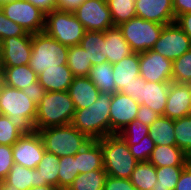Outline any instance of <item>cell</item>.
Segmentation results:
<instances>
[{
	"label": "cell",
	"instance_id": "obj_1",
	"mask_svg": "<svg viewBox=\"0 0 191 190\" xmlns=\"http://www.w3.org/2000/svg\"><path fill=\"white\" fill-rule=\"evenodd\" d=\"M0 114L8 116L9 122L23 134L35 131L37 105L24 95L22 90L2 83L0 87Z\"/></svg>",
	"mask_w": 191,
	"mask_h": 190
},
{
	"label": "cell",
	"instance_id": "obj_2",
	"mask_svg": "<svg viewBox=\"0 0 191 190\" xmlns=\"http://www.w3.org/2000/svg\"><path fill=\"white\" fill-rule=\"evenodd\" d=\"M112 95L100 92L94 104L75 111L71 124L91 140H99L110 135Z\"/></svg>",
	"mask_w": 191,
	"mask_h": 190
},
{
	"label": "cell",
	"instance_id": "obj_3",
	"mask_svg": "<svg viewBox=\"0 0 191 190\" xmlns=\"http://www.w3.org/2000/svg\"><path fill=\"white\" fill-rule=\"evenodd\" d=\"M75 107L68 91L46 92L37 105L35 131L71 124Z\"/></svg>",
	"mask_w": 191,
	"mask_h": 190
},
{
	"label": "cell",
	"instance_id": "obj_4",
	"mask_svg": "<svg viewBox=\"0 0 191 190\" xmlns=\"http://www.w3.org/2000/svg\"><path fill=\"white\" fill-rule=\"evenodd\" d=\"M100 146L107 175L129 179L139 161L131 154L127 142L119 134H110L100 139Z\"/></svg>",
	"mask_w": 191,
	"mask_h": 190
},
{
	"label": "cell",
	"instance_id": "obj_5",
	"mask_svg": "<svg viewBox=\"0 0 191 190\" xmlns=\"http://www.w3.org/2000/svg\"><path fill=\"white\" fill-rule=\"evenodd\" d=\"M38 133L46 152L59 158L74 156L91 141L72 124L41 129Z\"/></svg>",
	"mask_w": 191,
	"mask_h": 190
},
{
	"label": "cell",
	"instance_id": "obj_6",
	"mask_svg": "<svg viewBox=\"0 0 191 190\" xmlns=\"http://www.w3.org/2000/svg\"><path fill=\"white\" fill-rule=\"evenodd\" d=\"M68 48L44 31L32 34V54L30 68L41 74L46 68L67 65Z\"/></svg>",
	"mask_w": 191,
	"mask_h": 190
},
{
	"label": "cell",
	"instance_id": "obj_7",
	"mask_svg": "<svg viewBox=\"0 0 191 190\" xmlns=\"http://www.w3.org/2000/svg\"><path fill=\"white\" fill-rule=\"evenodd\" d=\"M44 32L70 47L80 44L86 29L73 12L55 9L45 14Z\"/></svg>",
	"mask_w": 191,
	"mask_h": 190
},
{
	"label": "cell",
	"instance_id": "obj_8",
	"mask_svg": "<svg viewBox=\"0 0 191 190\" xmlns=\"http://www.w3.org/2000/svg\"><path fill=\"white\" fill-rule=\"evenodd\" d=\"M118 27L131 50L140 53L153 48L164 25L134 17Z\"/></svg>",
	"mask_w": 191,
	"mask_h": 190
},
{
	"label": "cell",
	"instance_id": "obj_9",
	"mask_svg": "<svg viewBox=\"0 0 191 190\" xmlns=\"http://www.w3.org/2000/svg\"><path fill=\"white\" fill-rule=\"evenodd\" d=\"M2 12L13 22L34 34L44 31L45 13L26 0H13L0 6Z\"/></svg>",
	"mask_w": 191,
	"mask_h": 190
},
{
	"label": "cell",
	"instance_id": "obj_10",
	"mask_svg": "<svg viewBox=\"0 0 191 190\" xmlns=\"http://www.w3.org/2000/svg\"><path fill=\"white\" fill-rule=\"evenodd\" d=\"M190 49L191 40L176 22H174L164 25L159 39L151 50L173 62Z\"/></svg>",
	"mask_w": 191,
	"mask_h": 190
},
{
	"label": "cell",
	"instance_id": "obj_11",
	"mask_svg": "<svg viewBox=\"0 0 191 190\" xmlns=\"http://www.w3.org/2000/svg\"><path fill=\"white\" fill-rule=\"evenodd\" d=\"M73 13L86 31L104 32L114 26L106 0H85Z\"/></svg>",
	"mask_w": 191,
	"mask_h": 190
},
{
	"label": "cell",
	"instance_id": "obj_12",
	"mask_svg": "<svg viewBox=\"0 0 191 190\" xmlns=\"http://www.w3.org/2000/svg\"><path fill=\"white\" fill-rule=\"evenodd\" d=\"M32 54V34L9 37L0 43L1 67L29 65Z\"/></svg>",
	"mask_w": 191,
	"mask_h": 190
},
{
	"label": "cell",
	"instance_id": "obj_13",
	"mask_svg": "<svg viewBox=\"0 0 191 190\" xmlns=\"http://www.w3.org/2000/svg\"><path fill=\"white\" fill-rule=\"evenodd\" d=\"M14 164L36 169L42 160L45 148L38 131L23 134L12 146Z\"/></svg>",
	"mask_w": 191,
	"mask_h": 190
},
{
	"label": "cell",
	"instance_id": "obj_14",
	"mask_svg": "<svg viewBox=\"0 0 191 190\" xmlns=\"http://www.w3.org/2000/svg\"><path fill=\"white\" fill-rule=\"evenodd\" d=\"M140 76L148 82H172L173 62L153 50L139 53Z\"/></svg>",
	"mask_w": 191,
	"mask_h": 190
},
{
	"label": "cell",
	"instance_id": "obj_15",
	"mask_svg": "<svg viewBox=\"0 0 191 190\" xmlns=\"http://www.w3.org/2000/svg\"><path fill=\"white\" fill-rule=\"evenodd\" d=\"M140 104L121 92L112 95L110 103V134H118L136 119Z\"/></svg>",
	"mask_w": 191,
	"mask_h": 190
},
{
	"label": "cell",
	"instance_id": "obj_16",
	"mask_svg": "<svg viewBox=\"0 0 191 190\" xmlns=\"http://www.w3.org/2000/svg\"><path fill=\"white\" fill-rule=\"evenodd\" d=\"M136 17L162 25L174 23L173 0H135Z\"/></svg>",
	"mask_w": 191,
	"mask_h": 190
},
{
	"label": "cell",
	"instance_id": "obj_17",
	"mask_svg": "<svg viewBox=\"0 0 191 190\" xmlns=\"http://www.w3.org/2000/svg\"><path fill=\"white\" fill-rule=\"evenodd\" d=\"M191 115V85L170 82L165 117L179 119Z\"/></svg>",
	"mask_w": 191,
	"mask_h": 190
},
{
	"label": "cell",
	"instance_id": "obj_18",
	"mask_svg": "<svg viewBox=\"0 0 191 190\" xmlns=\"http://www.w3.org/2000/svg\"><path fill=\"white\" fill-rule=\"evenodd\" d=\"M170 82H148L141 83L140 98L137 102L140 105L148 106L160 116L164 115L168 99Z\"/></svg>",
	"mask_w": 191,
	"mask_h": 190
},
{
	"label": "cell",
	"instance_id": "obj_19",
	"mask_svg": "<svg viewBox=\"0 0 191 190\" xmlns=\"http://www.w3.org/2000/svg\"><path fill=\"white\" fill-rule=\"evenodd\" d=\"M40 186L39 171L14 164L4 180H1L2 190H29Z\"/></svg>",
	"mask_w": 191,
	"mask_h": 190
},
{
	"label": "cell",
	"instance_id": "obj_20",
	"mask_svg": "<svg viewBox=\"0 0 191 190\" xmlns=\"http://www.w3.org/2000/svg\"><path fill=\"white\" fill-rule=\"evenodd\" d=\"M68 93L73 101L75 110H77L82 108L86 109L94 104L100 91L88 76H84L73 78V81L68 88Z\"/></svg>",
	"mask_w": 191,
	"mask_h": 190
},
{
	"label": "cell",
	"instance_id": "obj_21",
	"mask_svg": "<svg viewBox=\"0 0 191 190\" xmlns=\"http://www.w3.org/2000/svg\"><path fill=\"white\" fill-rule=\"evenodd\" d=\"M112 66L116 92H120L140 76L139 53L133 52Z\"/></svg>",
	"mask_w": 191,
	"mask_h": 190
},
{
	"label": "cell",
	"instance_id": "obj_22",
	"mask_svg": "<svg viewBox=\"0 0 191 190\" xmlns=\"http://www.w3.org/2000/svg\"><path fill=\"white\" fill-rule=\"evenodd\" d=\"M73 78L67 65L46 68L38 75V81L46 92L68 91Z\"/></svg>",
	"mask_w": 191,
	"mask_h": 190
},
{
	"label": "cell",
	"instance_id": "obj_23",
	"mask_svg": "<svg viewBox=\"0 0 191 190\" xmlns=\"http://www.w3.org/2000/svg\"><path fill=\"white\" fill-rule=\"evenodd\" d=\"M104 43L107 61L110 64H115L133 53L118 26H113L104 31Z\"/></svg>",
	"mask_w": 191,
	"mask_h": 190
},
{
	"label": "cell",
	"instance_id": "obj_24",
	"mask_svg": "<svg viewBox=\"0 0 191 190\" xmlns=\"http://www.w3.org/2000/svg\"><path fill=\"white\" fill-rule=\"evenodd\" d=\"M79 174L93 170H104L102 150L99 140H91L74 155Z\"/></svg>",
	"mask_w": 191,
	"mask_h": 190
},
{
	"label": "cell",
	"instance_id": "obj_25",
	"mask_svg": "<svg viewBox=\"0 0 191 190\" xmlns=\"http://www.w3.org/2000/svg\"><path fill=\"white\" fill-rule=\"evenodd\" d=\"M188 158L176 145H155L148 161L155 167L186 166L189 163Z\"/></svg>",
	"mask_w": 191,
	"mask_h": 190
},
{
	"label": "cell",
	"instance_id": "obj_26",
	"mask_svg": "<svg viewBox=\"0 0 191 190\" xmlns=\"http://www.w3.org/2000/svg\"><path fill=\"white\" fill-rule=\"evenodd\" d=\"M3 84L18 90L29 87L30 84L38 81V75L30 68L29 65L15 67H1Z\"/></svg>",
	"mask_w": 191,
	"mask_h": 190
},
{
	"label": "cell",
	"instance_id": "obj_27",
	"mask_svg": "<svg viewBox=\"0 0 191 190\" xmlns=\"http://www.w3.org/2000/svg\"><path fill=\"white\" fill-rule=\"evenodd\" d=\"M79 45L85 49L92 66L107 62L104 32L86 31Z\"/></svg>",
	"mask_w": 191,
	"mask_h": 190
},
{
	"label": "cell",
	"instance_id": "obj_28",
	"mask_svg": "<svg viewBox=\"0 0 191 190\" xmlns=\"http://www.w3.org/2000/svg\"><path fill=\"white\" fill-rule=\"evenodd\" d=\"M174 120L165 116L157 118L150 126L148 135L155 145H176Z\"/></svg>",
	"mask_w": 191,
	"mask_h": 190
},
{
	"label": "cell",
	"instance_id": "obj_29",
	"mask_svg": "<svg viewBox=\"0 0 191 190\" xmlns=\"http://www.w3.org/2000/svg\"><path fill=\"white\" fill-rule=\"evenodd\" d=\"M88 78L93 82L100 92L112 94L116 92L113 66L108 61L92 66Z\"/></svg>",
	"mask_w": 191,
	"mask_h": 190
},
{
	"label": "cell",
	"instance_id": "obj_30",
	"mask_svg": "<svg viewBox=\"0 0 191 190\" xmlns=\"http://www.w3.org/2000/svg\"><path fill=\"white\" fill-rule=\"evenodd\" d=\"M129 179L136 190H152L157 182L156 167L149 161L139 162Z\"/></svg>",
	"mask_w": 191,
	"mask_h": 190
},
{
	"label": "cell",
	"instance_id": "obj_31",
	"mask_svg": "<svg viewBox=\"0 0 191 190\" xmlns=\"http://www.w3.org/2000/svg\"><path fill=\"white\" fill-rule=\"evenodd\" d=\"M67 66L74 77L88 76L92 68L91 60H89L85 49L80 45L68 48Z\"/></svg>",
	"mask_w": 191,
	"mask_h": 190
},
{
	"label": "cell",
	"instance_id": "obj_32",
	"mask_svg": "<svg viewBox=\"0 0 191 190\" xmlns=\"http://www.w3.org/2000/svg\"><path fill=\"white\" fill-rule=\"evenodd\" d=\"M59 160L60 158L55 154L45 151L42 160L36 167L39 171L40 186L53 185L58 187Z\"/></svg>",
	"mask_w": 191,
	"mask_h": 190
},
{
	"label": "cell",
	"instance_id": "obj_33",
	"mask_svg": "<svg viewBox=\"0 0 191 190\" xmlns=\"http://www.w3.org/2000/svg\"><path fill=\"white\" fill-rule=\"evenodd\" d=\"M107 173L105 170H93L78 174L67 190H103Z\"/></svg>",
	"mask_w": 191,
	"mask_h": 190
},
{
	"label": "cell",
	"instance_id": "obj_34",
	"mask_svg": "<svg viewBox=\"0 0 191 190\" xmlns=\"http://www.w3.org/2000/svg\"><path fill=\"white\" fill-rule=\"evenodd\" d=\"M114 26L136 17L135 0H106Z\"/></svg>",
	"mask_w": 191,
	"mask_h": 190
},
{
	"label": "cell",
	"instance_id": "obj_35",
	"mask_svg": "<svg viewBox=\"0 0 191 190\" xmlns=\"http://www.w3.org/2000/svg\"><path fill=\"white\" fill-rule=\"evenodd\" d=\"M185 166L156 167L157 182L152 190H175Z\"/></svg>",
	"mask_w": 191,
	"mask_h": 190
},
{
	"label": "cell",
	"instance_id": "obj_36",
	"mask_svg": "<svg viewBox=\"0 0 191 190\" xmlns=\"http://www.w3.org/2000/svg\"><path fill=\"white\" fill-rule=\"evenodd\" d=\"M176 146L191 155V115L174 120Z\"/></svg>",
	"mask_w": 191,
	"mask_h": 190
},
{
	"label": "cell",
	"instance_id": "obj_37",
	"mask_svg": "<svg viewBox=\"0 0 191 190\" xmlns=\"http://www.w3.org/2000/svg\"><path fill=\"white\" fill-rule=\"evenodd\" d=\"M79 172L74 156H65L59 160L58 188L67 190Z\"/></svg>",
	"mask_w": 191,
	"mask_h": 190
},
{
	"label": "cell",
	"instance_id": "obj_38",
	"mask_svg": "<svg viewBox=\"0 0 191 190\" xmlns=\"http://www.w3.org/2000/svg\"><path fill=\"white\" fill-rule=\"evenodd\" d=\"M172 82L191 84V49L173 61Z\"/></svg>",
	"mask_w": 191,
	"mask_h": 190
},
{
	"label": "cell",
	"instance_id": "obj_39",
	"mask_svg": "<svg viewBox=\"0 0 191 190\" xmlns=\"http://www.w3.org/2000/svg\"><path fill=\"white\" fill-rule=\"evenodd\" d=\"M149 126L139 120H134L125 126L118 134L127 142V145L138 144L148 135Z\"/></svg>",
	"mask_w": 191,
	"mask_h": 190
},
{
	"label": "cell",
	"instance_id": "obj_40",
	"mask_svg": "<svg viewBox=\"0 0 191 190\" xmlns=\"http://www.w3.org/2000/svg\"><path fill=\"white\" fill-rule=\"evenodd\" d=\"M23 135L17 127L9 122V117L0 114V145L13 146Z\"/></svg>",
	"mask_w": 191,
	"mask_h": 190
},
{
	"label": "cell",
	"instance_id": "obj_41",
	"mask_svg": "<svg viewBox=\"0 0 191 190\" xmlns=\"http://www.w3.org/2000/svg\"><path fill=\"white\" fill-rule=\"evenodd\" d=\"M26 30L10 20L0 9V43L9 37H19L26 34Z\"/></svg>",
	"mask_w": 191,
	"mask_h": 190
},
{
	"label": "cell",
	"instance_id": "obj_42",
	"mask_svg": "<svg viewBox=\"0 0 191 190\" xmlns=\"http://www.w3.org/2000/svg\"><path fill=\"white\" fill-rule=\"evenodd\" d=\"M128 146L134 158L139 162H144L149 160L155 143L149 135H146L138 144Z\"/></svg>",
	"mask_w": 191,
	"mask_h": 190
},
{
	"label": "cell",
	"instance_id": "obj_43",
	"mask_svg": "<svg viewBox=\"0 0 191 190\" xmlns=\"http://www.w3.org/2000/svg\"><path fill=\"white\" fill-rule=\"evenodd\" d=\"M14 165L12 146L0 145V180H4Z\"/></svg>",
	"mask_w": 191,
	"mask_h": 190
},
{
	"label": "cell",
	"instance_id": "obj_44",
	"mask_svg": "<svg viewBox=\"0 0 191 190\" xmlns=\"http://www.w3.org/2000/svg\"><path fill=\"white\" fill-rule=\"evenodd\" d=\"M103 190H136L130 179H121L107 175Z\"/></svg>",
	"mask_w": 191,
	"mask_h": 190
},
{
	"label": "cell",
	"instance_id": "obj_45",
	"mask_svg": "<svg viewBox=\"0 0 191 190\" xmlns=\"http://www.w3.org/2000/svg\"><path fill=\"white\" fill-rule=\"evenodd\" d=\"M22 91L24 95H26L36 105L39 104V102L42 100V98L46 94V90L39 83V81H36L35 83L30 84L29 87L24 88Z\"/></svg>",
	"mask_w": 191,
	"mask_h": 190
},
{
	"label": "cell",
	"instance_id": "obj_46",
	"mask_svg": "<svg viewBox=\"0 0 191 190\" xmlns=\"http://www.w3.org/2000/svg\"><path fill=\"white\" fill-rule=\"evenodd\" d=\"M159 117L160 115L151 110L148 106L140 105L136 115V120L150 126Z\"/></svg>",
	"mask_w": 191,
	"mask_h": 190
},
{
	"label": "cell",
	"instance_id": "obj_47",
	"mask_svg": "<svg viewBox=\"0 0 191 190\" xmlns=\"http://www.w3.org/2000/svg\"><path fill=\"white\" fill-rule=\"evenodd\" d=\"M175 190H191V164L188 163L176 184Z\"/></svg>",
	"mask_w": 191,
	"mask_h": 190
},
{
	"label": "cell",
	"instance_id": "obj_48",
	"mask_svg": "<svg viewBox=\"0 0 191 190\" xmlns=\"http://www.w3.org/2000/svg\"><path fill=\"white\" fill-rule=\"evenodd\" d=\"M141 83H145V80L139 76L136 81L132 82L127 88H123L120 92L137 101L140 98Z\"/></svg>",
	"mask_w": 191,
	"mask_h": 190
},
{
	"label": "cell",
	"instance_id": "obj_49",
	"mask_svg": "<svg viewBox=\"0 0 191 190\" xmlns=\"http://www.w3.org/2000/svg\"><path fill=\"white\" fill-rule=\"evenodd\" d=\"M85 0H56V9L74 12Z\"/></svg>",
	"mask_w": 191,
	"mask_h": 190
},
{
	"label": "cell",
	"instance_id": "obj_50",
	"mask_svg": "<svg viewBox=\"0 0 191 190\" xmlns=\"http://www.w3.org/2000/svg\"><path fill=\"white\" fill-rule=\"evenodd\" d=\"M175 18L182 14L191 13V0H173Z\"/></svg>",
	"mask_w": 191,
	"mask_h": 190
},
{
	"label": "cell",
	"instance_id": "obj_51",
	"mask_svg": "<svg viewBox=\"0 0 191 190\" xmlns=\"http://www.w3.org/2000/svg\"><path fill=\"white\" fill-rule=\"evenodd\" d=\"M175 22L191 40V13L178 16Z\"/></svg>",
	"mask_w": 191,
	"mask_h": 190
},
{
	"label": "cell",
	"instance_id": "obj_52",
	"mask_svg": "<svg viewBox=\"0 0 191 190\" xmlns=\"http://www.w3.org/2000/svg\"><path fill=\"white\" fill-rule=\"evenodd\" d=\"M39 8L45 14L56 9V0H26Z\"/></svg>",
	"mask_w": 191,
	"mask_h": 190
},
{
	"label": "cell",
	"instance_id": "obj_53",
	"mask_svg": "<svg viewBox=\"0 0 191 190\" xmlns=\"http://www.w3.org/2000/svg\"><path fill=\"white\" fill-rule=\"evenodd\" d=\"M29 190H61V189L53 185H43L39 187L33 186Z\"/></svg>",
	"mask_w": 191,
	"mask_h": 190
},
{
	"label": "cell",
	"instance_id": "obj_54",
	"mask_svg": "<svg viewBox=\"0 0 191 190\" xmlns=\"http://www.w3.org/2000/svg\"><path fill=\"white\" fill-rule=\"evenodd\" d=\"M13 0H0V6Z\"/></svg>",
	"mask_w": 191,
	"mask_h": 190
},
{
	"label": "cell",
	"instance_id": "obj_55",
	"mask_svg": "<svg viewBox=\"0 0 191 190\" xmlns=\"http://www.w3.org/2000/svg\"><path fill=\"white\" fill-rule=\"evenodd\" d=\"M2 83H3L2 69H1V67H0V87H1Z\"/></svg>",
	"mask_w": 191,
	"mask_h": 190
},
{
	"label": "cell",
	"instance_id": "obj_56",
	"mask_svg": "<svg viewBox=\"0 0 191 190\" xmlns=\"http://www.w3.org/2000/svg\"><path fill=\"white\" fill-rule=\"evenodd\" d=\"M188 159H189V163L191 164V155H189V158H188Z\"/></svg>",
	"mask_w": 191,
	"mask_h": 190
}]
</instances>
